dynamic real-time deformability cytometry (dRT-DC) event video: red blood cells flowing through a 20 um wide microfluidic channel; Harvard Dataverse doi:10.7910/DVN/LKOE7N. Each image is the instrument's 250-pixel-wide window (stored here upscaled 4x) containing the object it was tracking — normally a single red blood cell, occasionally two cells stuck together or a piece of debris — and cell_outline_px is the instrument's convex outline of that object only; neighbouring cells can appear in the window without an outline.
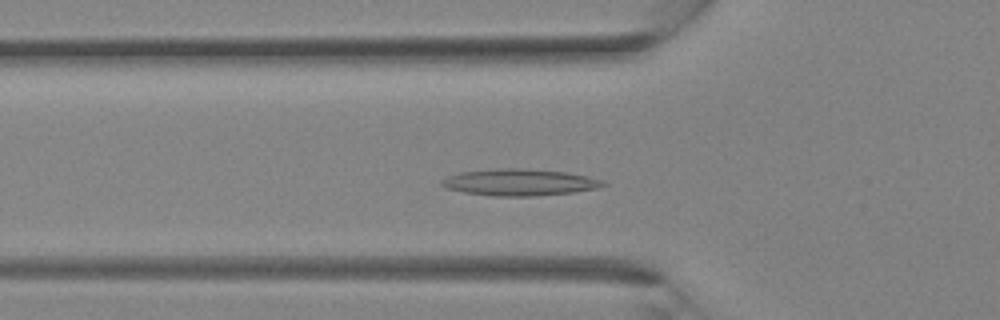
{"species": "Egyptian fruit bat (a non-hibernating species)", "species_latin": "Rousettus aegyptiacus", "temperature_condition": "room temperature", "stored_images_in_passage": 25, "camera_frame_rate_fps": 3000, "um_per_image_px": 0.085, "animal": {"sex": "female"}, "frame": {"image": 1, "passage_image": 2, "time_ms": 0.333, "image_size_px": [1000, 320], "cell_outline_px": [[608, 184], [596, 188], [572, 192], [536, 196], [492, 196], [464, 192], [448, 188], [440, 184], [440, 180], [448, 176], [460, 172], [496, 168], [524, 168], [568, 172], [588, 176], [604, 180]], "centroid_in_image_um": [44.17, 15.49], "position_along_channel_um": 81.6, "area_um2": 25.2}}
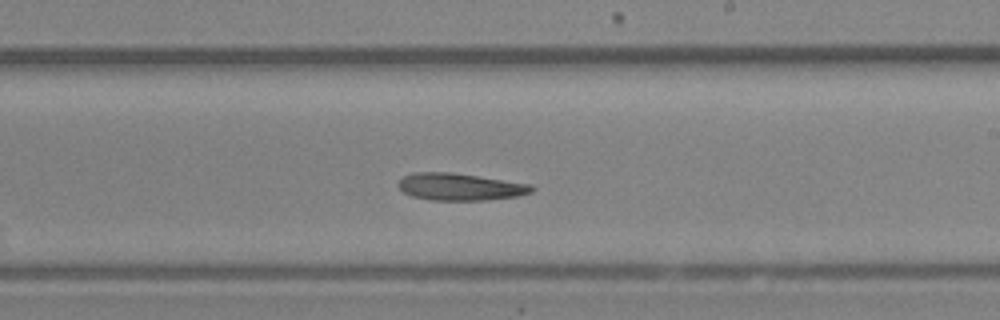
{"frame": {"image": 2, "passage_image": 11, "time_ms": 3.333, "image_size_px": [1000, 320], "cell_outline_px": [[536, 188], [532, 192], [520, 196], [484, 200], [432, 200], [412, 196], [404, 192], [396, 184], [404, 176], [412, 172], [452, 172], [532, 184]], "centroid_in_image_um": [39.13, 15.87], "position_along_channel_um": 249.9, "area_um2": 21.21}}
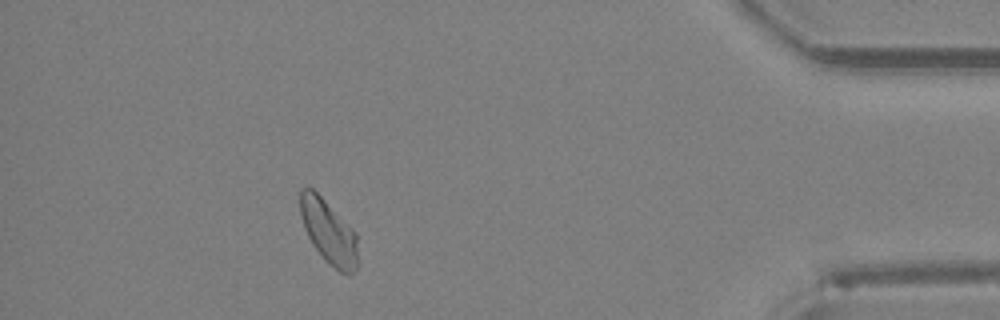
{"frame": {"image": 3, "passage_image": 22, "time_ms": 7.0, "image_size_px": [1000, 320], "cell_outline_px": [[356, 268], [348, 276], [340, 272], [328, 264], [324, 260], [312, 244], [304, 228], [300, 216], [300, 188], [308, 184], [356, 232]], "centroid_in_image_um": [27.89, 19.69], "position_along_channel_um": 407.3, "area_um2": 21.39}}